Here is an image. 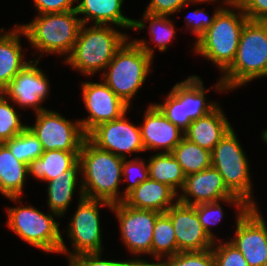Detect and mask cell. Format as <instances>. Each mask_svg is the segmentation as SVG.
Listing matches in <instances>:
<instances>
[{
    "mask_svg": "<svg viewBox=\"0 0 267 266\" xmlns=\"http://www.w3.org/2000/svg\"><path fill=\"white\" fill-rule=\"evenodd\" d=\"M78 204L74 214L69 218L67 231H62V244L60 254L66 255V258H71L82 253L103 252L104 245L102 239V224L100 210L102 207L112 209V203L99 199H90L79 195ZM67 234V239L71 241L68 249L64 242L63 233Z\"/></svg>",
    "mask_w": 267,
    "mask_h": 266,
    "instance_id": "obj_9",
    "label": "cell"
},
{
    "mask_svg": "<svg viewBox=\"0 0 267 266\" xmlns=\"http://www.w3.org/2000/svg\"><path fill=\"white\" fill-rule=\"evenodd\" d=\"M224 109L219 104L213 111L193 120L184 131V137L210 152L232 128Z\"/></svg>",
    "mask_w": 267,
    "mask_h": 266,
    "instance_id": "obj_23",
    "label": "cell"
},
{
    "mask_svg": "<svg viewBox=\"0 0 267 266\" xmlns=\"http://www.w3.org/2000/svg\"><path fill=\"white\" fill-rule=\"evenodd\" d=\"M266 77L267 21L248 20L241 32L234 61L211 88L215 92L227 94Z\"/></svg>",
    "mask_w": 267,
    "mask_h": 266,
    "instance_id": "obj_1",
    "label": "cell"
},
{
    "mask_svg": "<svg viewBox=\"0 0 267 266\" xmlns=\"http://www.w3.org/2000/svg\"><path fill=\"white\" fill-rule=\"evenodd\" d=\"M221 203L233 206L236 210L235 218L240 217L250 207L240 197H229L218 202L199 203L194 205L202 228L214 241L219 240V238L212 231L213 226H217L218 223L220 225L222 222L221 220L225 217V211L223 210L224 208Z\"/></svg>",
    "mask_w": 267,
    "mask_h": 266,
    "instance_id": "obj_29",
    "label": "cell"
},
{
    "mask_svg": "<svg viewBox=\"0 0 267 266\" xmlns=\"http://www.w3.org/2000/svg\"><path fill=\"white\" fill-rule=\"evenodd\" d=\"M35 115L33 125L28 128L41 142L43 151L63 150L80 151L87 135L84 133L79 119L69 120L51 109H46Z\"/></svg>",
    "mask_w": 267,
    "mask_h": 266,
    "instance_id": "obj_11",
    "label": "cell"
},
{
    "mask_svg": "<svg viewBox=\"0 0 267 266\" xmlns=\"http://www.w3.org/2000/svg\"><path fill=\"white\" fill-rule=\"evenodd\" d=\"M241 7L248 20L267 21V0H243Z\"/></svg>",
    "mask_w": 267,
    "mask_h": 266,
    "instance_id": "obj_42",
    "label": "cell"
},
{
    "mask_svg": "<svg viewBox=\"0 0 267 266\" xmlns=\"http://www.w3.org/2000/svg\"><path fill=\"white\" fill-rule=\"evenodd\" d=\"M131 38V39H130ZM129 37L115 52L100 76L101 80L130 108L147 77L152 75L153 58ZM152 68V69H151Z\"/></svg>",
    "mask_w": 267,
    "mask_h": 266,
    "instance_id": "obj_6",
    "label": "cell"
},
{
    "mask_svg": "<svg viewBox=\"0 0 267 266\" xmlns=\"http://www.w3.org/2000/svg\"><path fill=\"white\" fill-rule=\"evenodd\" d=\"M101 82L82 81L81 96L88 113L79 118L86 135L104 122L120 118L131 108L124 103L102 80Z\"/></svg>",
    "mask_w": 267,
    "mask_h": 266,
    "instance_id": "obj_14",
    "label": "cell"
},
{
    "mask_svg": "<svg viewBox=\"0 0 267 266\" xmlns=\"http://www.w3.org/2000/svg\"><path fill=\"white\" fill-rule=\"evenodd\" d=\"M164 259L167 266H215L212 249L178 252Z\"/></svg>",
    "mask_w": 267,
    "mask_h": 266,
    "instance_id": "obj_37",
    "label": "cell"
},
{
    "mask_svg": "<svg viewBox=\"0 0 267 266\" xmlns=\"http://www.w3.org/2000/svg\"><path fill=\"white\" fill-rule=\"evenodd\" d=\"M243 0H191V2L194 3V5H201L203 3H212L213 4L216 2H218L216 5H218L217 7L221 10L224 9H230V8H235L238 6H241ZM220 2V3H219Z\"/></svg>",
    "mask_w": 267,
    "mask_h": 266,
    "instance_id": "obj_43",
    "label": "cell"
},
{
    "mask_svg": "<svg viewBox=\"0 0 267 266\" xmlns=\"http://www.w3.org/2000/svg\"><path fill=\"white\" fill-rule=\"evenodd\" d=\"M203 83L202 78L194 74L181 82H175L170 90L186 105L187 114L192 121L209 114L219 105L217 101H207V92L212 89L206 88Z\"/></svg>",
    "mask_w": 267,
    "mask_h": 266,
    "instance_id": "obj_25",
    "label": "cell"
},
{
    "mask_svg": "<svg viewBox=\"0 0 267 266\" xmlns=\"http://www.w3.org/2000/svg\"><path fill=\"white\" fill-rule=\"evenodd\" d=\"M214 12H212V15H208L205 9H195L194 11H190L187 16L184 17V21L186 24L184 25V32L185 33L190 32L195 37V42L197 39L205 32L207 31L210 26L213 24L215 16L217 13L221 10L217 6L214 7Z\"/></svg>",
    "mask_w": 267,
    "mask_h": 266,
    "instance_id": "obj_38",
    "label": "cell"
},
{
    "mask_svg": "<svg viewBox=\"0 0 267 266\" xmlns=\"http://www.w3.org/2000/svg\"><path fill=\"white\" fill-rule=\"evenodd\" d=\"M260 210L259 207H249L236 217L234 235L228 239L249 266H267V221Z\"/></svg>",
    "mask_w": 267,
    "mask_h": 266,
    "instance_id": "obj_13",
    "label": "cell"
},
{
    "mask_svg": "<svg viewBox=\"0 0 267 266\" xmlns=\"http://www.w3.org/2000/svg\"><path fill=\"white\" fill-rule=\"evenodd\" d=\"M112 25L82 24L76 43L64 64L91 78L101 73L113 59L115 52L130 37Z\"/></svg>",
    "mask_w": 267,
    "mask_h": 266,
    "instance_id": "obj_4",
    "label": "cell"
},
{
    "mask_svg": "<svg viewBox=\"0 0 267 266\" xmlns=\"http://www.w3.org/2000/svg\"><path fill=\"white\" fill-rule=\"evenodd\" d=\"M194 5L191 0H150L144 12L153 15L171 16L182 9Z\"/></svg>",
    "mask_w": 267,
    "mask_h": 266,
    "instance_id": "obj_40",
    "label": "cell"
},
{
    "mask_svg": "<svg viewBox=\"0 0 267 266\" xmlns=\"http://www.w3.org/2000/svg\"><path fill=\"white\" fill-rule=\"evenodd\" d=\"M166 94L163 102H155L154 104L170 122L177 125L182 131H185L192 122L187 114L186 105H183L170 90Z\"/></svg>",
    "mask_w": 267,
    "mask_h": 266,
    "instance_id": "obj_35",
    "label": "cell"
},
{
    "mask_svg": "<svg viewBox=\"0 0 267 266\" xmlns=\"http://www.w3.org/2000/svg\"><path fill=\"white\" fill-rule=\"evenodd\" d=\"M149 178L148 165L145 157L137 156L132 159L124 158L122 166V184L127 182L123 189V200L133 189Z\"/></svg>",
    "mask_w": 267,
    "mask_h": 266,
    "instance_id": "obj_34",
    "label": "cell"
},
{
    "mask_svg": "<svg viewBox=\"0 0 267 266\" xmlns=\"http://www.w3.org/2000/svg\"><path fill=\"white\" fill-rule=\"evenodd\" d=\"M76 12L82 24L112 25L122 30L133 29L134 19L124 15V0H76Z\"/></svg>",
    "mask_w": 267,
    "mask_h": 266,
    "instance_id": "obj_20",
    "label": "cell"
},
{
    "mask_svg": "<svg viewBox=\"0 0 267 266\" xmlns=\"http://www.w3.org/2000/svg\"><path fill=\"white\" fill-rule=\"evenodd\" d=\"M4 144L18 161L27 165L43 154L41 142L28 127Z\"/></svg>",
    "mask_w": 267,
    "mask_h": 266,
    "instance_id": "obj_32",
    "label": "cell"
},
{
    "mask_svg": "<svg viewBox=\"0 0 267 266\" xmlns=\"http://www.w3.org/2000/svg\"><path fill=\"white\" fill-rule=\"evenodd\" d=\"M232 127L211 152L212 167L222 176L227 188L250 207H259L252 184L251 168L242 143ZM241 143V144H240Z\"/></svg>",
    "mask_w": 267,
    "mask_h": 266,
    "instance_id": "obj_8",
    "label": "cell"
},
{
    "mask_svg": "<svg viewBox=\"0 0 267 266\" xmlns=\"http://www.w3.org/2000/svg\"><path fill=\"white\" fill-rule=\"evenodd\" d=\"M28 180V165L18 161L9 148L0 143V193L5 198L22 197Z\"/></svg>",
    "mask_w": 267,
    "mask_h": 266,
    "instance_id": "obj_26",
    "label": "cell"
},
{
    "mask_svg": "<svg viewBox=\"0 0 267 266\" xmlns=\"http://www.w3.org/2000/svg\"><path fill=\"white\" fill-rule=\"evenodd\" d=\"M19 108L0 92V143L15 137L27 128V123L21 121Z\"/></svg>",
    "mask_w": 267,
    "mask_h": 266,
    "instance_id": "obj_33",
    "label": "cell"
},
{
    "mask_svg": "<svg viewBox=\"0 0 267 266\" xmlns=\"http://www.w3.org/2000/svg\"><path fill=\"white\" fill-rule=\"evenodd\" d=\"M172 221L178 252L204 251L214 240L202 228L194 205L177 201L165 212Z\"/></svg>",
    "mask_w": 267,
    "mask_h": 266,
    "instance_id": "obj_16",
    "label": "cell"
},
{
    "mask_svg": "<svg viewBox=\"0 0 267 266\" xmlns=\"http://www.w3.org/2000/svg\"><path fill=\"white\" fill-rule=\"evenodd\" d=\"M153 260V261H152ZM128 266H167L165 259L158 258H133L129 259Z\"/></svg>",
    "mask_w": 267,
    "mask_h": 266,
    "instance_id": "obj_44",
    "label": "cell"
},
{
    "mask_svg": "<svg viewBox=\"0 0 267 266\" xmlns=\"http://www.w3.org/2000/svg\"><path fill=\"white\" fill-rule=\"evenodd\" d=\"M149 178L166 184L177 194L183 189L186 175L171 153H155L147 159Z\"/></svg>",
    "mask_w": 267,
    "mask_h": 266,
    "instance_id": "obj_28",
    "label": "cell"
},
{
    "mask_svg": "<svg viewBox=\"0 0 267 266\" xmlns=\"http://www.w3.org/2000/svg\"><path fill=\"white\" fill-rule=\"evenodd\" d=\"M22 198H7L14 204L16 203V206L6 207V227L20 237L25 244H29V246H33L45 254H59L62 231L60 230V222L56 221V218L60 219V217L49 210L48 213H44L32 204L27 205Z\"/></svg>",
    "mask_w": 267,
    "mask_h": 266,
    "instance_id": "obj_5",
    "label": "cell"
},
{
    "mask_svg": "<svg viewBox=\"0 0 267 266\" xmlns=\"http://www.w3.org/2000/svg\"><path fill=\"white\" fill-rule=\"evenodd\" d=\"M171 154L178 161L185 175L203 171L212 166L211 152L185 137L175 146Z\"/></svg>",
    "mask_w": 267,
    "mask_h": 266,
    "instance_id": "obj_30",
    "label": "cell"
},
{
    "mask_svg": "<svg viewBox=\"0 0 267 266\" xmlns=\"http://www.w3.org/2000/svg\"><path fill=\"white\" fill-rule=\"evenodd\" d=\"M102 252L82 253L66 259L67 266H128L129 259H110L103 258Z\"/></svg>",
    "mask_w": 267,
    "mask_h": 266,
    "instance_id": "obj_39",
    "label": "cell"
},
{
    "mask_svg": "<svg viewBox=\"0 0 267 266\" xmlns=\"http://www.w3.org/2000/svg\"><path fill=\"white\" fill-rule=\"evenodd\" d=\"M234 195L225 185L220 173L209 167L203 171L186 175L183 189L178 194V201L187 205L218 202Z\"/></svg>",
    "mask_w": 267,
    "mask_h": 266,
    "instance_id": "obj_18",
    "label": "cell"
},
{
    "mask_svg": "<svg viewBox=\"0 0 267 266\" xmlns=\"http://www.w3.org/2000/svg\"><path fill=\"white\" fill-rule=\"evenodd\" d=\"M247 21L241 6L220 10L210 28L192 44L193 54L210 61L222 74L235 59Z\"/></svg>",
    "mask_w": 267,
    "mask_h": 266,
    "instance_id": "obj_7",
    "label": "cell"
},
{
    "mask_svg": "<svg viewBox=\"0 0 267 266\" xmlns=\"http://www.w3.org/2000/svg\"><path fill=\"white\" fill-rule=\"evenodd\" d=\"M128 112L129 110L118 119L99 124L87 138L99 149L122 158H131L135 153L144 154L140 126L127 118Z\"/></svg>",
    "mask_w": 267,
    "mask_h": 266,
    "instance_id": "obj_12",
    "label": "cell"
},
{
    "mask_svg": "<svg viewBox=\"0 0 267 266\" xmlns=\"http://www.w3.org/2000/svg\"><path fill=\"white\" fill-rule=\"evenodd\" d=\"M178 201V194L168 185L148 178L129 192L123 203L136 209L165 213Z\"/></svg>",
    "mask_w": 267,
    "mask_h": 266,
    "instance_id": "obj_24",
    "label": "cell"
},
{
    "mask_svg": "<svg viewBox=\"0 0 267 266\" xmlns=\"http://www.w3.org/2000/svg\"><path fill=\"white\" fill-rule=\"evenodd\" d=\"M39 63V60L30 61L2 92L17 108H22L21 110L30 108L37 113L48 109L42 104L50 96L51 84L49 75L38 67Z\"/></svg>",
    "mask_w": 267,
    "mask_h": 266,
    "instance_id": "obj_15",
    "label": "cell"
},
{
    "mask_svg": "<svg viewBox=\"0 0 267 266\" xmlns=\"http://www.w3.org/2000/svg\"><path fill=\"white\" fill-rule=\"evenodd\" d=\"M123 160L86 138L79 152L84 197L112 204L123 202V191H120Z\"/></svg>",
    "mask_w": 267,
    "mask_h": 266,
    "instance_id": "obj_3",
    "label": "cell"
},
{
    "mask_svg": "<svg viewBox=\"0 0 267 266\" xmlns=\"http://www.w3.org/2000/svg\"><path fill=\"white\" fill-rule=\"evenodd\" d=\"M119 223L120 239L132 259L151 258L154 226L161 214L153 210L136 209L123 202L115 203L110 210ZM147 255V256H146Z\"/></svg>",
    "mask_w": 267,
    "mask_h": 266,
    "instance_id": "obj_10",
    "label": "cell"
},
{
    "mask_svg": "<svg viewBox=\"0 0 267 266\" xmlns=\"http://www.w3.org/2000/svg\"><path fill=\"white\" fill-rule=\"evenodd\" d=\"M172 21L173 18L171 19L170 16L153 15L143 12L141 19H134L132 31L135 30V32L140 33L144 28H148L147 34L150 39L148 41L147 37L146 39H138L136 37L132 40L154 59L155 49L157 48L158 51L163 53L167 52L168 47L171 46V42L173 43L176 37L177 30ZM151 42L153 45L154 43L156 44L153 46Z\"/></svg>",
    "mask_w": 267,
    "mask_h": 266,
    "instance_id": "obj_21",
    "label": "cell"
},
{
    "mask_svg": "<svg viewBox=\"0 0 267 266\" xmlns=\"http://www.w3.org/2000/svg\"><path fill=\"white\" fill-rule=\"evenodd\" d=\"M139 126L145 152L171 153L184 138V131L170 122L154 102L146 107Z\"/></svg>",
    "mask_w": 267,
    "mask_h": 266,
    "instance_id": "obj_17",
    "label": "cell"
},
{
    "mask_svg": "<svg viewBox=\"0 0 267 266\" xmlns=\"http://www.w3.org/2000/svg\"><path fill=\"white\" fill-rule=\"evenodd\" d=\"M8 31L4 27L0 28V92L32 61L26 60L27 53L22 49L21 38L25 36L23 29L16 23Z\"/></svg>",
    "mask_w": 267,
    "mask_h": 266,
    "instance_id": "obj_19",
    "label": "cell"
},
{
    "mask_svg": "<svg viewBox=\"0 0 267 266\" xmlns=\"http://www.w3.org/2000/svg\"><path fill=\"white\" fill-rule=\"evenodd\" d=\"M211 249L215 266H249L241 252L228 239L214 241Z\"/></svg>",
    "mask_w": 267,
    "mask_h": 266,
    "instance_id": "obj_36",
    "label": "cell"
},
{
    "mask_svg": "<svg viewBox=\"0 0 267 266\" xmlns=\"http://www.w3.org/2000/svg\"><path fill=\"white\" fill-rule=\"evenodd\" d=\"M177 253L175 231L171 218L166 213H161L154 226L151 258L164 259Z\"/></svg>",
    "mask_w": 267,
    "mask_h": 266,
    "instance_id": "obj_31",
    "label": "cell"
},
{
    "mask_svg": "<svg viewBox=\"0 0 267 266\" xmlns=\"http://www.w3.org/2000/svg\"><path fill=\"white\" fill-rule=\"evenodd\" d=\"M38 15L76 10V0H32Z\"/></svg>",
    "mask_w": 267,
    "mask_h": 266,
    "instance_id": "obj_41",
    "label": "cell"
},
{
    "mask_svg": "<svg viewBox=\"0 0 267 266\" xmlns=\"http://www.w3.org/2000/svg\"><path fill=\"white\" fill-rule=\"evenodd\" d=\"M260 134V139L262 140V142L267 144V128L263 129Z\"/></svg>",
    "mask_w": 267,
    "mask_h": 266,
    "instance_id": "obj_45",
    "label": "cell"
},
{
    "mask_svg": "<svg viewBox=\"0 0 267 266\" xmlns=\"http://www.w3.org/2000/svg\"><path fill=\"white\" fill-rule=\"evenodd\" d=\"M81 176V163L78 160L71 168L62 173V175L47 181V210L57 214L60 218L65 217L76 190L77 194L84 195Z\"/></svg>",
    "mask_w": 267,
    "mask_h": 266,
    "instance_id": "obj_22",
    "label": "cell"
},
{
    "mask_svg": "<svg viewBox=\"0 0 267 266\" xmlns=\"http://www.w3.org/2000/svg\"><path fill=\"white\" fill-rule=\"evenodd\" d=\"M33 18L29 23L19 26L25 33L23 38L34 48V60L40 61L44 55L51 54L60 58L64 56L65 60L71 54L82 26L76 10L40 14Z\"/></svg>",
    "mask_w": 267,
    "mask_h": 266,
    "instance_id": "obj_2",
    "label": "cell"
},
{
    "mask_svg": "<svg viewBox=\"0 0 267 266\" xmlns=\"http://www.w3.org/2000/svg\"><path fill=\"white\" fill-rule=\"evenodd\" d=\"M80 151H43L40 158L28 164V177L47 182L59 177L79 160Z\"/></svg>",
    "mask_w": 267,
    "mask_h": 266,
    "instance_id": "obj_27",
    "label": "cell"
}]
</instances>
